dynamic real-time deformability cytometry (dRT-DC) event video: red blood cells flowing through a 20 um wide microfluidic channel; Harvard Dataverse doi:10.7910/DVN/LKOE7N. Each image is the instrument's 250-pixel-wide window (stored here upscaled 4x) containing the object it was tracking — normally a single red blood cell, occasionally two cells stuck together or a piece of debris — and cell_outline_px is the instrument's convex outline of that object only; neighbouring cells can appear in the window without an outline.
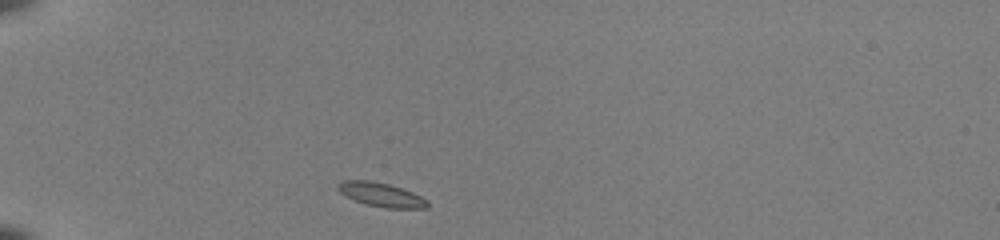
{"species": "common noctule bat (a hibernating species)", "species_latin": "Nyctalus noctula", "temperature_condition": "room temperature", "stored_images_in_passage": 37, "camera_frame_rate_fps": 3000, "um_per_image_px": 0.085, "animal": {"sex": "female", "body_mass_g": 22.0, "forearm_length_mm": 56.7}, "frame": {"image": 1, "passage_image": 1, "time_ms": 0.0, "image_size_px": [1000, 240], "cell_outline_px": [[428, 208], [384, 208], [364, 204], [344, 196], [336, 188], [336, 184], [344, 180], [368, 180], [388, 184], [412, 192], [428, 200]], "centroid_in_image_um": [32.35, 16.55], "position_along_channel_um": 52.6, "area_um2": 12.6}}
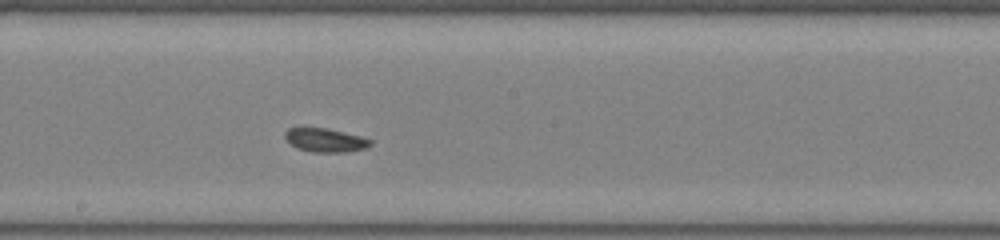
{"frame": {"image": 2, "passage_image": 16, "time_ms": 5.0, "image_size_px": [1000, 240], "cell_outline_px": [[372, 144], [364, 148], [348, 152], [312, 152], [296, 148], [284, 136], [284, 132], [288, 128], [328, 128], [360, 136], [372, 140]], "centroid_in_image_um": [27.65, 11.91], "position_along_channel_um": 220.5, "area_um2": 11.73}}
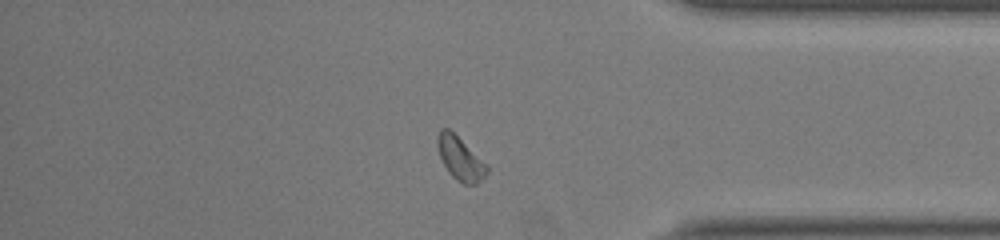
{"frame": {"image": 3, "passage_image": 30, "time_ms": 9.667, "image_size_px": [1000, 240], "cell_outline_px": [[488, 172], [476, 184], [464, 184], [456, 180], [448, 172], [440, 156], [436, 144], [436, 136], [440, 128], [448, 128], [488, 168]], "centroid_in_image_um": [39.05, 13.48], "position_along_channel_um": 396.2, "area_um2": 11.91}, "authors_computed_cell_mechanics": {"area_um2": 11.9068, "velocity_mm_per_s": 3.9659, "shape_relaxation_time_tau1_ms": 5.4628, "shape_relaxation_time_tau2_ms": null, "deformation_change_tau1": 0.153, "deformation_change_tau2": null}}